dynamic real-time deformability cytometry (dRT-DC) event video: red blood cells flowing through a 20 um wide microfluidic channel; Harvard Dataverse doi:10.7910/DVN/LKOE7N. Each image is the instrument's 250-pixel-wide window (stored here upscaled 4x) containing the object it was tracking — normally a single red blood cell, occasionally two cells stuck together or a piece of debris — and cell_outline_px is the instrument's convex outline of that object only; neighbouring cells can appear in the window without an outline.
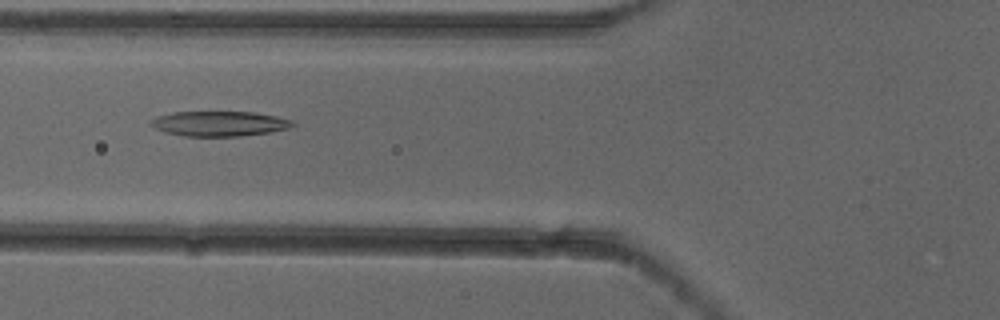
{"species": "common noctule bat (a hibernating species)", "species_latin": "Nyctalus noctula", "temperature_condition": "cold", "stored_images_in_passage": 3, "camera_frame_rate_fps": 3000, "um_per_image_px": 0.085, "animal": {"sex": "female"}, "frame": {"image": 1, "passage_image": 3, "time_ms": 0.667, "image_size_px": [1000, 320], "cell_outline_px": [[296, 124], [292, 128], [268, 132], [240, 136], [184, 136], [164, 132], [148, 124], [148, 120], [156, 116], [172, 112], [256, 112], [296, 120]], "centroid_in_image_um": [18.66, 10.5], "position_along_channel_um": 107.1, "area_um2": 20.98}}